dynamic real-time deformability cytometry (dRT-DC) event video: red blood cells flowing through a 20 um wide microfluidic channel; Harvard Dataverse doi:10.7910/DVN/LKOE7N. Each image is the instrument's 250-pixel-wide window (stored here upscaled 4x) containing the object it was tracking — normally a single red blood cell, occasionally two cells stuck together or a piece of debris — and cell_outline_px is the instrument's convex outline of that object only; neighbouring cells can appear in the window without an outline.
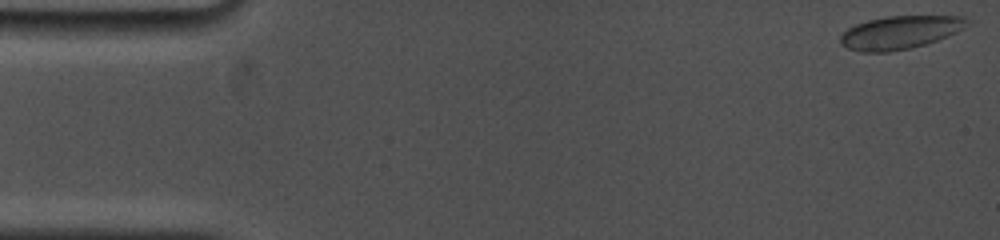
{"species": "common noctule bat (a hibernating species)", "species_latin": "Nyctalus noctula", "temperature_condition": "cold", "stored_images_in_passage": 12, "camera_frame_rate_fps": 5000, "um_per_image_px": 0.085, "animal": {"sex": "female", "body_mass_g": 19.0, "forearm_length_mm": 53.3}, "frame": {"image": 1, "passage_image": 1, "time_ms": 0.0, "image_size_px": [1000, 240], "cell_outline_px": [[972, 20], [964, 28], [956, 32], [936, 40], [924, 44], [908, 48], [888, 52], [860, 52], [848, 48], [840, 44], [840, 36], [848, 28], [856, 24], [868, 20], [884, 16], [964, 16]], "centroid_in_image_um": [76.5, 2.74], "position_along_channel_um": 8.5, "area_um2": 24.39}}
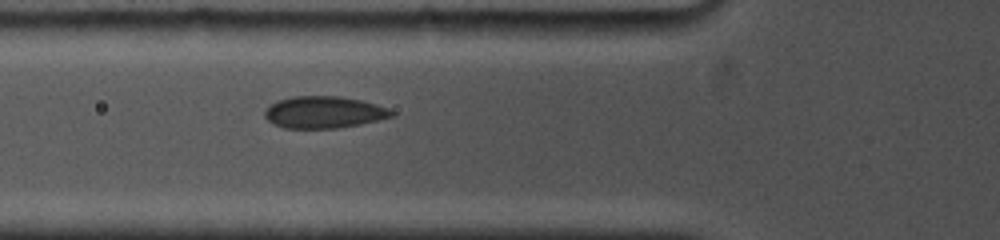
{"frame": {"image": 2, "passage_image": 12, "time_ms": 5.8, "image_size_px": [1000, 240], "cell_outline_px": [[396, 112], [392, 116], [380, 120], [360, 124], [336, 128], [284, 128], [272, 124], [264, 116], [264, 112], [276, 100], [292, 96], [340, 96], [360, 100], [376, 104], [388, 108]], "centroid_in_image_um": [27.53, 9.54], "position_along_channel_um": 98.3, "area_um2": 23.64}}